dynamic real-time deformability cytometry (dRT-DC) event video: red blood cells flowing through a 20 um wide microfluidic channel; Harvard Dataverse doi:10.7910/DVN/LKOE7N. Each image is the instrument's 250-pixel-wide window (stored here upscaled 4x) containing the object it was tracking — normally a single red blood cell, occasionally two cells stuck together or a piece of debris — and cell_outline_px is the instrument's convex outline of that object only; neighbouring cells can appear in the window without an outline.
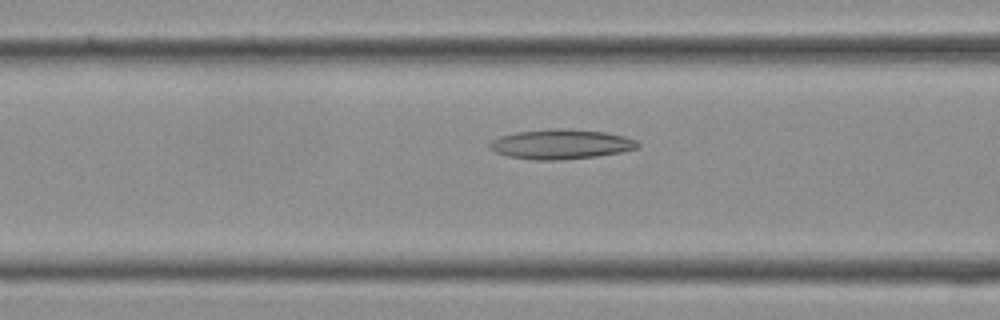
{"species": "Egyptian fruit bat (a non-hibernating species)", "species_latin": "Rousettus aegyptiacus", "temperature_condition": "cold", "stored_images_in_passage": 28, "camera_frame_rate_fps": 3000, "um_per_image_px": 0.085, "frame": {"image": 1, "passage_image": 10, "time_ms": 3.0, "image_size_px": [1000, 320], "cell_outline_px": [[640, 148], [624, 152], [596, 156], [560, 160], [532, 160], [508, 156], [496, 152], [488, 148], [488, 144], [492, 140], [500, 136], [516, 132], [548, 128], [560, 128], [604, 132], [624, 136], [636, 140], [640, 144]], "centroid_in_image_um": [47.68, 12.26], "position_along_channel_um": 118.9, "area_um2": 25.89}}
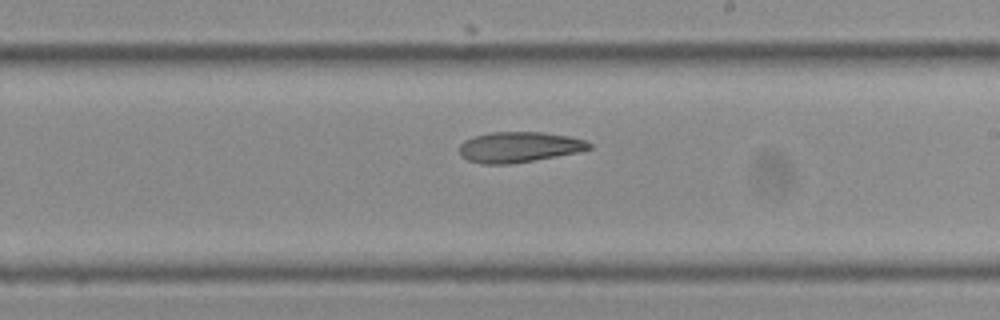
{"frame": {"image": 2, "passage_image": 17, "time_ms": 5.333, "image_size_px": [1000, 320], "cell_outline_px": [[592, 148], [580, 152], [508, 164], [484, 164], [468, 160], [460, 156], [460, 144], [464, 140], [476, 136], [492, 132], [540, 132], [568, 136], [584, 140], [592, 144]], "centroid_in_image_um": [44.12, 12.5], "position_along_channel_um": 244.9, "area_um2": 22.89}}
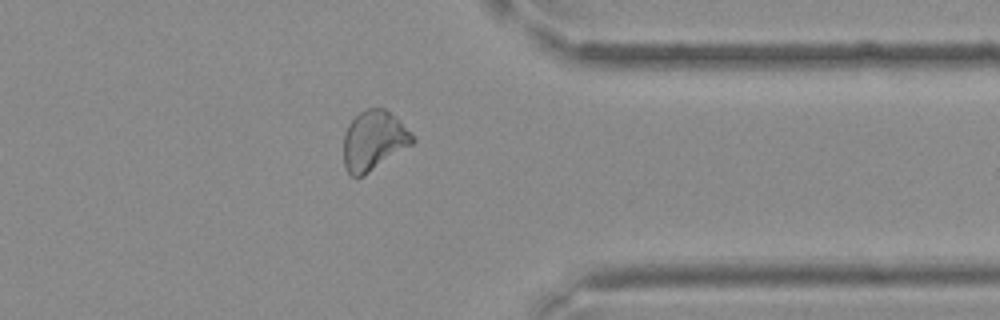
{"frame": {"image": 3, "passage_image": 25, "time_ms": 8.0, "image_size_px": [1000, 320], "cell_outline_px": [[416, 140], [412, 144], [364, 176], [352, 176], [344, 168], [344, 132], [348, 124], [360, 112], [368, 108], [384, 108], [396, 116]], "centroid_in_image_um": [31.75, 11.95], "position_along_channel_um": 379.7, "area_um2": 23.81}}